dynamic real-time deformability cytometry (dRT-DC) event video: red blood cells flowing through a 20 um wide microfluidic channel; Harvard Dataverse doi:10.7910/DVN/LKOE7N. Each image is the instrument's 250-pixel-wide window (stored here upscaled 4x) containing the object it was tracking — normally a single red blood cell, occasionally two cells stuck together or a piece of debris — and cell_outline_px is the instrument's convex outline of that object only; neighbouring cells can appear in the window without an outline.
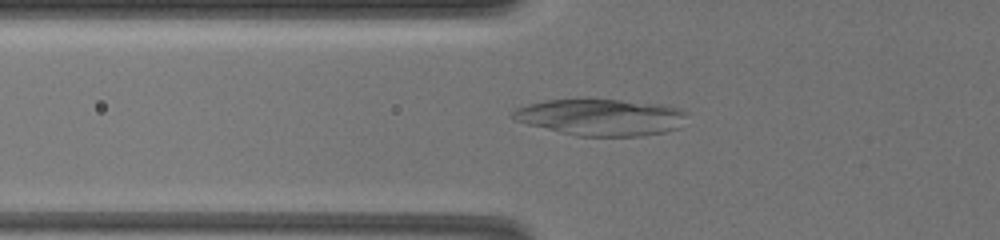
{"species": "common noctule bat (a hibernating species)", "species_latin": "Nyctalus noctula", "temperature_condition": "warm", "stored_images_in_passage": 58, "camera_frame_rate_fps": 3000, "um_per_image_px": 0.085, "animal": {"sex": "female", "body_mass_g": 19.5, "forearm_length_mm": 54.1}, "frame": {"image": 1, "passage_image": 14, "time_ms": 4.0, "image_size_px": [1000, 240], "cell_outline_px": [[684, 112], [680, 128], [664, 132], [640, 136], [576, 136], [528, 124], [516, 120], [512, 116], [512, 112], [516, 108], [544, 100], [580, 96], [588, 96], [660, 104], [676, 108]], "centroid_in_image_um": [51.01, 9.92], "position_along_channel_um": 74.8, "area_um2": 37.8}}
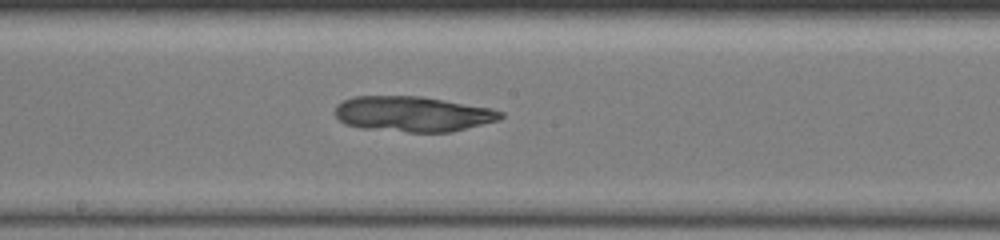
{"frame": {"image": 2, "passage_image": 37, "time_ms": 8.0, "image_size_px": [1000, 240], "cell_outline_px": [[504, 116], [500, 120], [452, 132], [408, 132], [360, 128], [344, 124], [336, 116], [336, 104], [352, 96], [420, 96], [492, 108], [504, 112]], "centroid_in_image_um": [35.1, 9.69], "position_along_channel_um": 213.1, "area_um2": 34.33}}
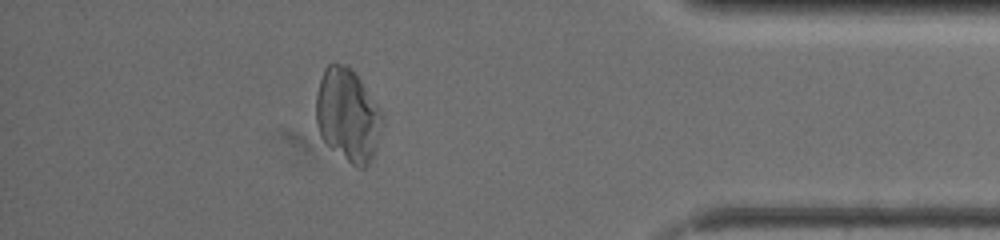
{"frame": {"image": 3, "passage_image": 53, "time_ms": 14.333, "image_size_px": [1000, 240], "cell_outline_px": [[384, 124], [376, 148], [368, 164], [364, 168], [356, 168], [332, 148], [320, 136], [316, 124], [316, 92], [324, 68], [332, 60], [348, 64], [384, 112]], "centroid_in_image_um": [29.57, 9.74], "position_along_channel_um": 405.6, "area_um2": 36.47}}